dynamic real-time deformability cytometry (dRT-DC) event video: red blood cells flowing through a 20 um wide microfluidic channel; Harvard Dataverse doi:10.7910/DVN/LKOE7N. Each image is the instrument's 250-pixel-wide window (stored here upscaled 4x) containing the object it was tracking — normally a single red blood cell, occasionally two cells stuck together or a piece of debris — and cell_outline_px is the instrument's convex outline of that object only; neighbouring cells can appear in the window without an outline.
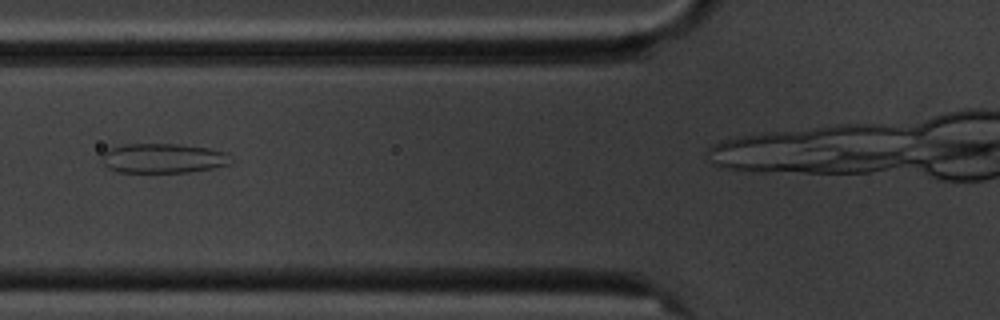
{"species": "common noctule bat (a hibernating species)", "species_latin": "Nyctalus noctula", "temperature_condition": "cold", "stored_images_in_passage": 5, "camera_frame_rate_fps": 3000, "um_per_image_px": 0.085, "animal": {"sex": "male", "body_mass_g": 20.1, "forearm_length_mm": 53.5}, "frame": {"image": 1, "passage_image": 2, "time_ms": 1.0, "image_size_px": [1000, 320], "cell_outline_px": [[232, 164], [212, 168], [188, 172], [116, 172], [108, 168], [104, 164], [100, 156], [108, 148], [120, 144], [180, 144], [208, 148], [224, 152]], "centroid_in_image_um": [13.79, 13.45], "position_along_channel_um": 112.0, "area_um2": 22.31}}